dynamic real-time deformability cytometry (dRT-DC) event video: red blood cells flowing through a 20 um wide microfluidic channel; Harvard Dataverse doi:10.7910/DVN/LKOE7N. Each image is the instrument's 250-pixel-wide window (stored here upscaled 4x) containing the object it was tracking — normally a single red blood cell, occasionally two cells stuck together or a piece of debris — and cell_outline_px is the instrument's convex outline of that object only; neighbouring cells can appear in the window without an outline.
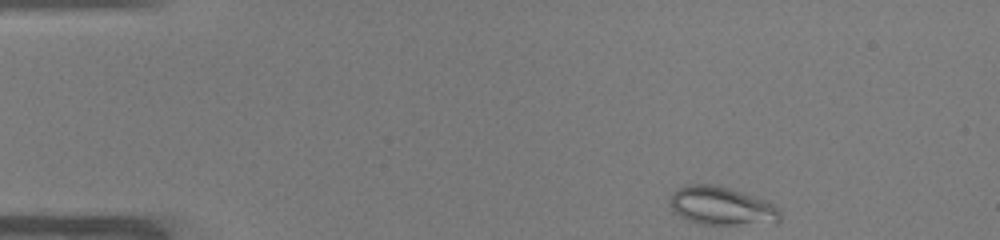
{"species": "common noctule bat (a hibernating species)", "species_latin": "Nyctalus noctula", "temperature_condition": "warm", "stored_images_in_passage": 16, "camera_frame_rate_fps": 3000, "um_per_image_px": 0.085, "animal": {"sex": "male", "body_mass_g": 19.0, "forearm_length_mm": 50.8}, "frame": {"image": 1, "passage_image": 1, "time_ms": 0.0, "image_size_px": [1000, 240], "cell_outline_px": [[780, 224], [704, 224], [688, 220], [680, 216], [668, 204], [668, 200], [672, 192], [688, 184], [716, 184], [764, 200], [780, 208]], "centroid_in_image_um": [61.35, 17.52], "position_along_channel_um": 23.7, "area_um2": 24.68}}
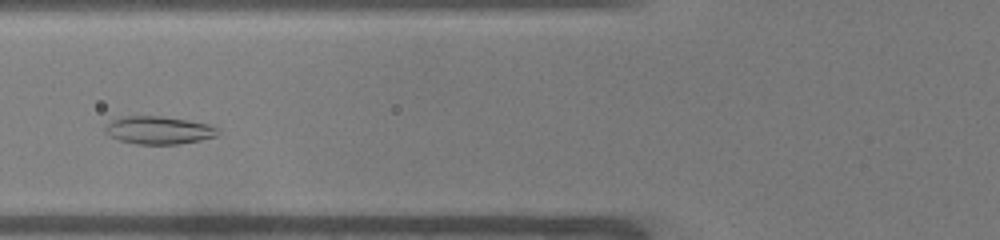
{"frame": {"image": 2, "passage_image": 14, "time_ms": 4.333, "image_size_px": [1000, 240], "cell_outline_px": [[220, 132], [216, 136], [200, 140], [176, 144], [136, 144], [120, 140], [112, 136], [104, 128], [112, 120], [124, 116], [160, 116], [188, 120], [208, 124], [220, 128]], "centroid_in_image_um": [13.54, 11.06], "position_along_channel_um": 112.3, "area_um2": 18.09}}